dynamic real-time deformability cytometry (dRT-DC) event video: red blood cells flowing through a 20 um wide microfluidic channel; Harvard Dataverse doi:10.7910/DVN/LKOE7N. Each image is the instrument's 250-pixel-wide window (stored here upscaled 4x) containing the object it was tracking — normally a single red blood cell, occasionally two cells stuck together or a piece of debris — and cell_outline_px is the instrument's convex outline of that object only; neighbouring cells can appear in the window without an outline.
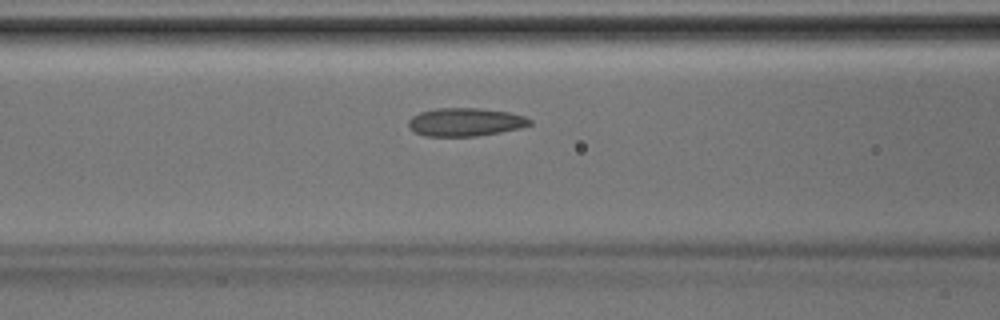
{"species": "Egyptian fruit bat (a non-hibernating species)", "species_latin": "Rousettus aegyptiacus", "temperature_condition": "room temperature", "stored_images_in_passage": 38, "camera_frame_rate_fps": 3000, "um_per_image_px": 0.085, "animal": {"sex": "male"}, "frame": {"image": 1, "passage_image": 14, "time_ms": 4.333, "image_size_px": [1000, 320], "cell_outline_px": [[532, 124], [520, 128], [500, 132], [476, 136], [424, 136], [416, 132], [408, 124], [408, 120], [412, 116], [420, 112], [436, 108], [476, 108], [508, 112], [524, 116], [532, 120]], "centroid_in_image_um": [39.56, 10.37], "position_along_channel_um": 127.0, "area_um2": 19.83}}
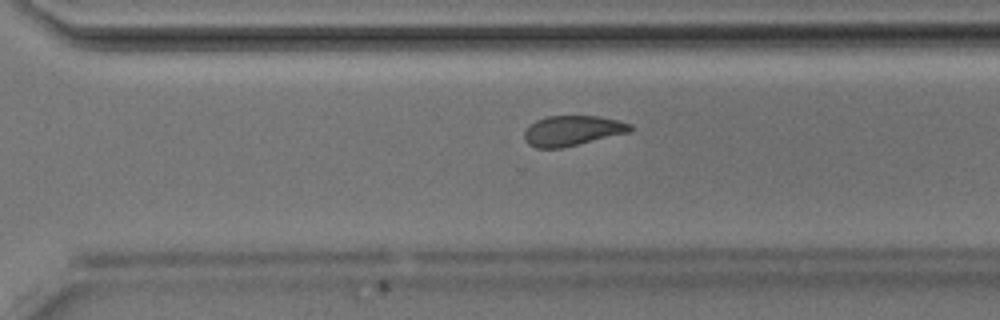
{"frame": {"image": 2, "passage_image": 26, "time_ms": 8.333, "image_size_px": [1000, 320], "cell_outline_px": [[632, 132], [560, 148], [536, 148], [528, 144], [524, 140], [524, 132], [536, 120], [548, 116], [600, 116], [632, 124]], "centroid_in_image_um": [48.67, 11.11], "position_along_channel_um": 321.9, "area_um2": 18.55}}
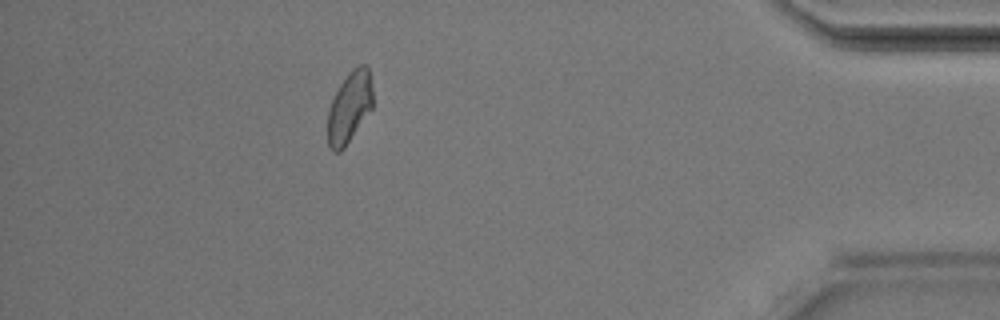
{"frame": {"image": 3, "passage_image": 34, "time_ms": 11.0, "image_size_px": [1000, 320], "cell_outline_px": [[372, 108], [344, 148], [340, 152], [332, 152], [328, 144], [328, 112], [332, 100], [340, 84], [348, 72], [352, 68], [360, 64], [364, 64], [368, 68], [372, 88]], "centroid_in_image_um": [29.7, 9.11], "position_along_channel_um": 405.5, "area_um2": 18.55}}